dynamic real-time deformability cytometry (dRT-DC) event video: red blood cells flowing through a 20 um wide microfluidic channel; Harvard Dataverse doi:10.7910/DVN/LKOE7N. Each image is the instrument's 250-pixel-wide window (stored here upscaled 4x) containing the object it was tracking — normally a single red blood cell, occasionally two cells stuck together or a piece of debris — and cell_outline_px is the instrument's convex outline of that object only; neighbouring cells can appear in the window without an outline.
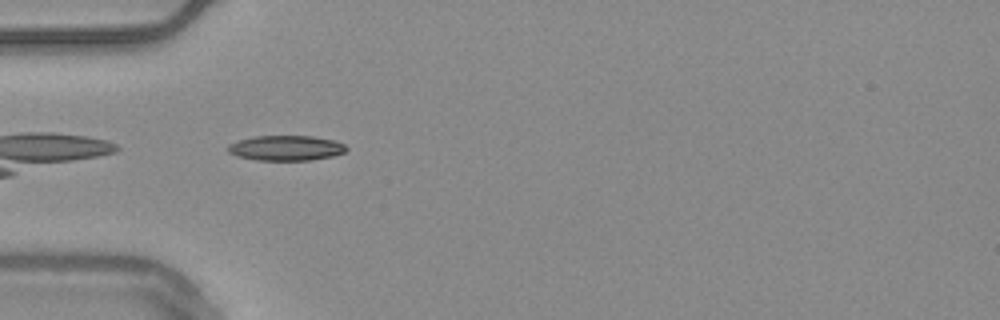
{"species": "common noctule bat (a hibernating species)", "species_latin": "Nyctalus noctula", "temperature_condition": "warm", "stored_images_in_passage": 38, "camera_frame_rate_fps": 3000, "um_per_image_px": 0.085, "animal": {"sex": "male", "body_mass_g": 20.4}, "frame": {"image": 1, "passage_image": 1, "time_ms": 0.0, "image_size_px": [1000, 320], "cell_outline_px": [[348, 148], [344, 152], [332, 156], [312, 160], [256, 160], [236, 156], [228, 152], [224, 148], [228, 144], [252, 136], [312, 136], [336, 140], [344, 144]], "centroid_in_image_um": [24.28, 12.58], "position_along_channel_um": 60.7, "area_um2": 17.51}, "authors_computed_cell_mechanics": {"area_um2": 15.7216, "velocity_mm_per_s": 3.7471, "shape_relaxation_time_tau1_ms": 2.5949, "shape_relaxation_time_tau2_ms": null, "deformation_change_tau1": 0.0619, "deformation_change_tau2": null}}